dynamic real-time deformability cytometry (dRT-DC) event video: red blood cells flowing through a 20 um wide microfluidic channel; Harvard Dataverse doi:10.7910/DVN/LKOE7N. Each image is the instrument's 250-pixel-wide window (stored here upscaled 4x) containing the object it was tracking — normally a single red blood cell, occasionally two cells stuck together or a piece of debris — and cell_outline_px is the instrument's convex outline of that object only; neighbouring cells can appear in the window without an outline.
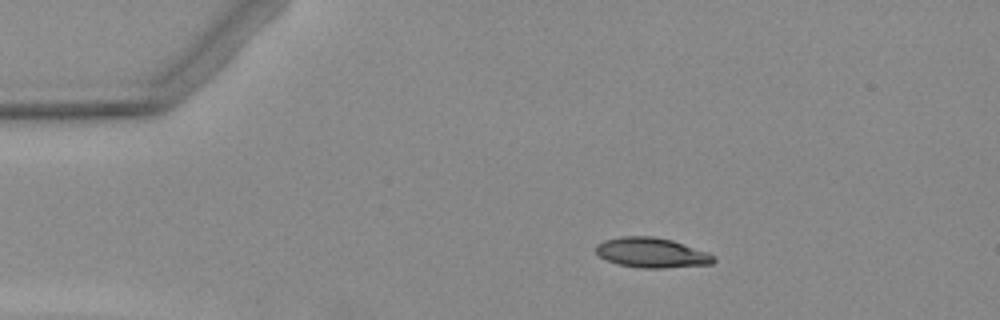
{"species": "Egyptian fruit bat (a non-hibernating species)", "species_latin": "Rousettus aegyptiacus", "temperature_condition": "warm", "stored_images_in_passage": 5, "camera_frame_rate_fps": 3000, "um_per_image_px": 0.085, "animal": {"sex": "female"}, "frame": {"image": 1, "passage_image": 2, "time_ms": 2.0, "image_size_px": [1000, 320], "cell_outline_px": [[716, 260], [712, 264], [664, 268], [640, 268], [616, 264], [600, 256], [596, 252], [596, 244], [604, 240], [620, 236], [652, 236], [672, 240], [708, 252], [716, 256]], "centroid_in_image_um": [55.41, 21.48], "position_along_channel_um": 29.6, "area_um2": 20.69}}
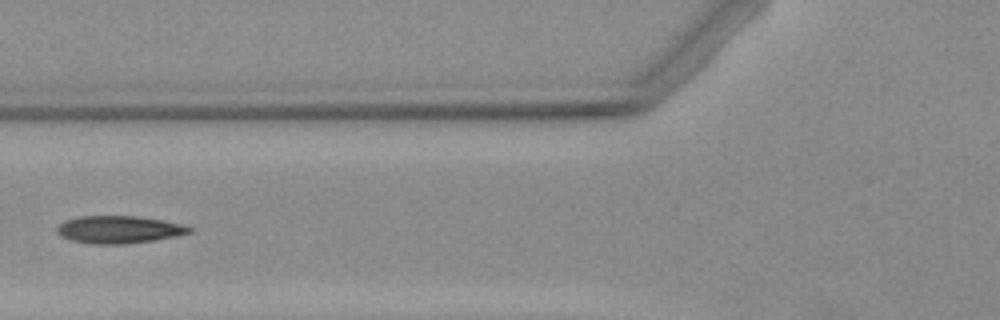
{"frame": {"image": 2, "passage_image": 5, "time_ms": 5.667, "image_size_px": [1000, 320], "cell_outline_px": [[192, 232], [176, 236], [156, 240], [128, 244], [92, 244], [72, 240], [60, 236], [56, 232], [56, 228], [64, 220], [80, 216], [136, 216], [160, 220], [180, 224], [192, 228]], "centroid_in_image_um": [10.08, 19.52], "position_along_channel_um": 115.7, "area_um2": 21.21}}